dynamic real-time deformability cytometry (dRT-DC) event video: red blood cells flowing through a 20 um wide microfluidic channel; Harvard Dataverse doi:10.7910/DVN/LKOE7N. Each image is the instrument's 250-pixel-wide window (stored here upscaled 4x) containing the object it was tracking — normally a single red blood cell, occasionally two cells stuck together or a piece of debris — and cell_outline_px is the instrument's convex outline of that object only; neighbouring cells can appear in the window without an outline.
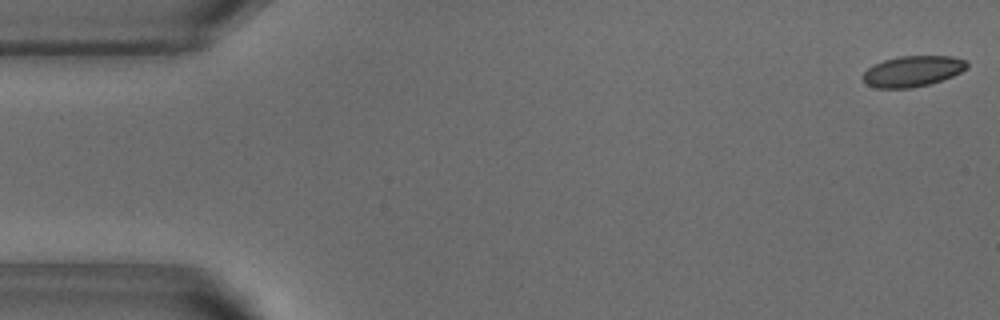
{"species": "common noctule bat (a hibernating species)", "species_latin": "Nyctalus noctula", "temperature_condition": "warm", "stored_images_in_passage": 52, "camera_frame_rate_fps": 3000, "um_per_image_px": 0.085, "animal": {"sex": "male", "body_mass_g": 18.8}, "frame": {"image": 1, "passage_image": 1, "time_ms": 0.0, "image_size_px": [1000, 320], "cell_outline_px": [[968, 68], [952, 76], [928, 84], [912, 88], [876, 88], [868, 84], [864, 80], [864, 72], [868, 68], [884, 60], [900, 56], [952, 56], [968, 60]], "centroid_in_image_um": [77.62, 6.04], "position_along_channel_um": 7.4, "area_um2": 18.5}}
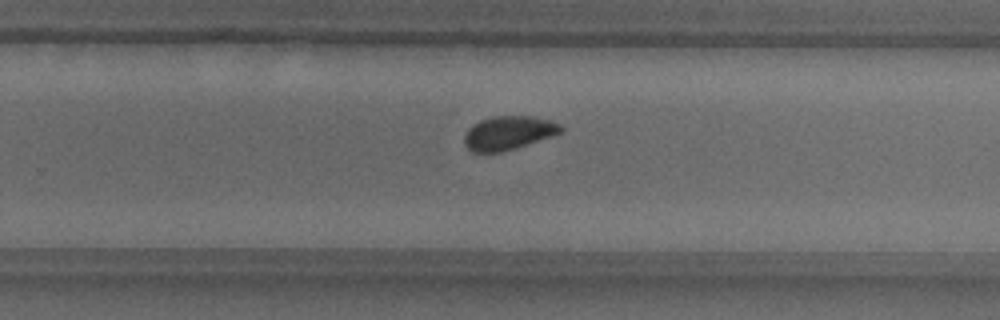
{"frame": {"image": 2, "passage_image": 33, "time_ms": 10.667, "image_size_px": [1000, 320], "cell_outline_px": [[564, 132], [516, 148], [500, 152], [472, 152], [464, 144], [464, 136], [468, 128], [472, 124], [480, 120], [492, 116], [532, 116], [548, 120], [560, 124], [564, 128]], "centroid_in_image_um": [43.21, 11.29], "position_along_channel_um": 286.6, "area_um2": 19.07}}
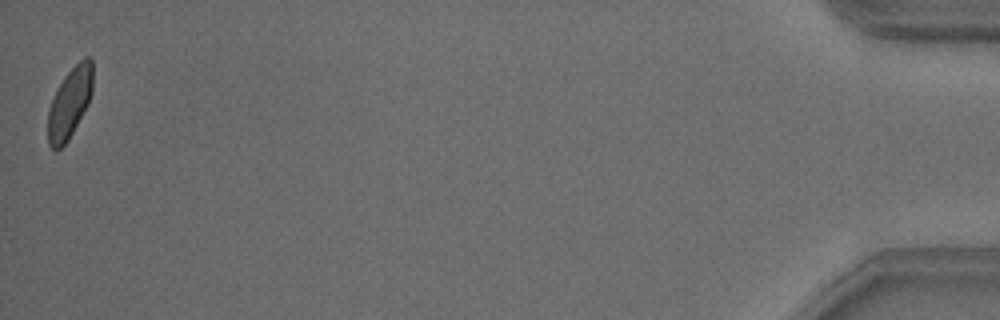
{"frame": {"image": 3, "passage_image": 52, "time_ms": 17.0, "image_size_px": [1000, 320], "cell_outline_px": [[92, 92], [88, 104], [68, 140], [56, 152], [48, 144], [48, 112], [52, 100], [64, 76], [84, 56], [88, 56], [92, 60]], "centroid_in_image_um": [5.93, 8.75], "position_along_channel_um": 429.3, "area_um2": 18.15}, "authors_computed_cell_mechanics": {"area_um2": 19.2763, "velocity_mm_per_s": 3.817, "shape_relaxation_time_tau1_ms": 3.6536, "shape_relaxation_time_tau2_ms": 0.8724, "deformation_change_tau1": 0.1006, "deformation_change_tau2": 0.0681}}